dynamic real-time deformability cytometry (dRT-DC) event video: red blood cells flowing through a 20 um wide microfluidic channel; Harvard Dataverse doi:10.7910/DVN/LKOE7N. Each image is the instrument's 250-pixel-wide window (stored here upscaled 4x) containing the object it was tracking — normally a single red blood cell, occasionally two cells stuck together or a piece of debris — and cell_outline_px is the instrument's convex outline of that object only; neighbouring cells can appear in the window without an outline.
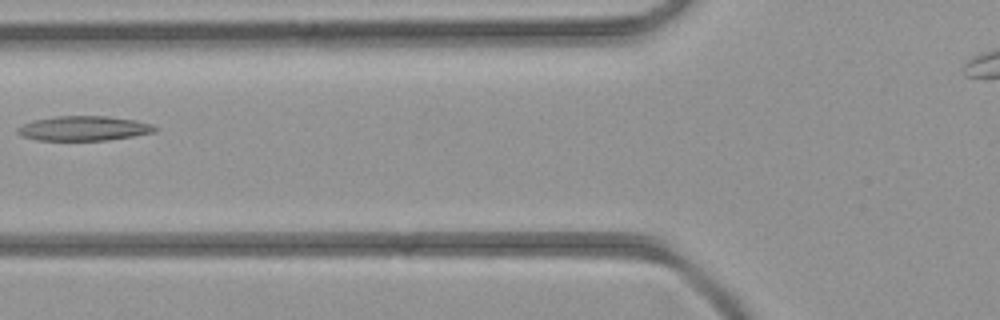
{"species": "common noctule bat (a hibernating species)", "species_latin": "Nyctalus noctula", "temperature_condition": "room temperature", "stored_images_in_passage": 4, "camera_frame_rate_fps": 3000, "um_per_image_px": 0.085, "animal": {"sex": "female", "body_mass_g": 21.9}, "frame": {"image": 1, "passage_image": 4, "time_ms": 3.333, "image_size_px": [1000, 320], "cell_outline_px": [[156, 132], [132, 136], [104, 140], [36, 140], [24, 136], [16, 132], [16, 128], [32, 120], [56, 116], [108, 116], [136, 120], [152, 124], [156, 128]], "centroid_in_image_um": [7.11, 10.9], "position_along_channel_um": 118.7, "area_um2": 19.65}}